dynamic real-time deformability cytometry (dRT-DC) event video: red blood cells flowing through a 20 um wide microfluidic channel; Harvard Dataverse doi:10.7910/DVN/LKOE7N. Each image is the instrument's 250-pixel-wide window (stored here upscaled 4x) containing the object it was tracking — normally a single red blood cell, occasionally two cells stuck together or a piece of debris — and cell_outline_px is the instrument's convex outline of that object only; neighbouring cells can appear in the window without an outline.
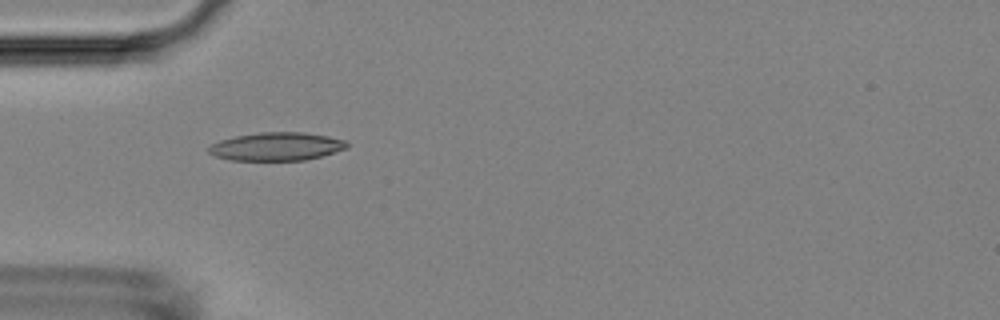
{"species": "Egyptian fruit bat (a non-hibernating species)", "species_latin": "Rousettus aegyptiacus", "temperature_condition": "room temperature", "stored_images_in_passage": 32, "camera_frame_rate_fps": 3000, "um_per_image_px": 0.085, "animal": {"sex": "female"}, "frame": {"image": 1, "passage_image": 2, "time_ms": 0.333, "image_size_px": [1000, 320], "cell_outline_px": [[348, 148], [320, 156], [304, 160], [228, 160], [216, 156], [208, 152], [208, 148], [212, 144], [220, 140], [236, 136], [260, 132], [304, 132], [328, 136], [348, 140]], "centroid_in_image_um": [23.53, 12.44], "position_along_channel_um": 61.5, "area_um2": 22.72}}
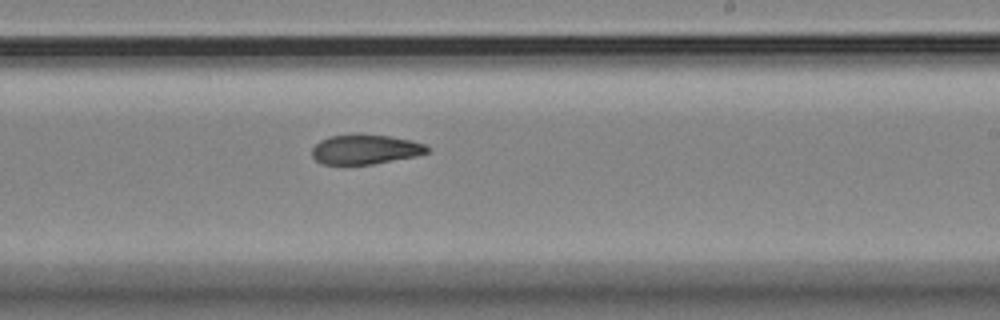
{"frame": {"image": 2, "passage_image": 18, "time_ms": 5.667, "image_size_px": [1000, 320], "cell_outline_px": [[428, 152], [416, 156], [372, 164], [320, 164], [312, 156], [312, 148], [320, 140], [328, 136], [352, 132], [360, 132], [388, 136], [412, 140], [424, 144], [428, 148]], "centroid_in_image_um": [31.0, 12.66], "position_along_channel_um": 258.0, "area_um2": 20.35}}
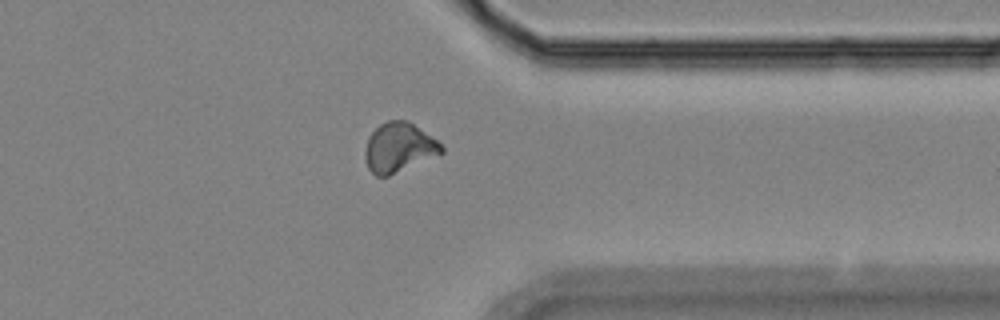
{"frame": {"image": 3, "passage_image": 28, "time_ms": 9.0, "image_size_px": [1000, 320], "cell_outline_px": [[444, 152], [388, 176], [376, 176], [368, 168], [364, 156], [364, 148], [368, 136], [380, 124], [388, 120], [408, 120], [436, 140], [444, 148]], "centroid_in_image_um": [33.86, 12.53], "position_along_channel_um": 377.5, "area_um2": 21.85}, "authors_computed_cell_mechanics": {"area_um2": 21.097, "velocity_mm_per_s": 3.7003, "shape_relaxation_time_tau1_ms": 6.0725, "shape_relaxation_time_tau2_ms": 2.8056, "deformation_change_tau1": 0.1296, "deformation_change_tau2": 0.0832}}